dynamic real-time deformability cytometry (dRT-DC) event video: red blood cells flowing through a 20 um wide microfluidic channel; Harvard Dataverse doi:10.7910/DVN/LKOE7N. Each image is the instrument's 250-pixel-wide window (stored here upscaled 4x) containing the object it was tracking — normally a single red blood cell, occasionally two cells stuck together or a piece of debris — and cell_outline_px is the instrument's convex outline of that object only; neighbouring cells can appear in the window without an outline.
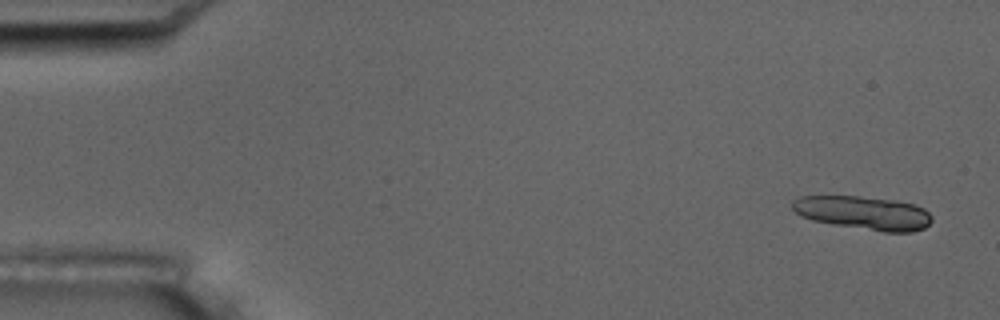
{"species": "common noctule bat (a hibernating species)", "species_latin": "Nyctalus noctula", "temperature_condition": "room temperature", "stored_images_in_passage": 5, "camera_frame_rate_fps": 3000, "um_per_image_px": 0.085, "animal": {"sex": "male", "body_mass_g": 17.5, "forearm_length_mm": 52.3}, "frame": {"image": 1, "passage_image": 1, "time_ms": 0.0, "image_size_px": [1000, 320], "cell_outline_px": [[932, 220], [924, 228], [912, 232], [884, 232], [832, 224], [812, 220], [800, 216], [792, 208], [792, 200], [800, 196], [860, 196], [896, 200], [916, 204], [924, 208], [932, 216]], "centroid_in_image_um": [73.41, 18.09], "position_along_channel_um": 11.6, "area_um2": 27.46}}